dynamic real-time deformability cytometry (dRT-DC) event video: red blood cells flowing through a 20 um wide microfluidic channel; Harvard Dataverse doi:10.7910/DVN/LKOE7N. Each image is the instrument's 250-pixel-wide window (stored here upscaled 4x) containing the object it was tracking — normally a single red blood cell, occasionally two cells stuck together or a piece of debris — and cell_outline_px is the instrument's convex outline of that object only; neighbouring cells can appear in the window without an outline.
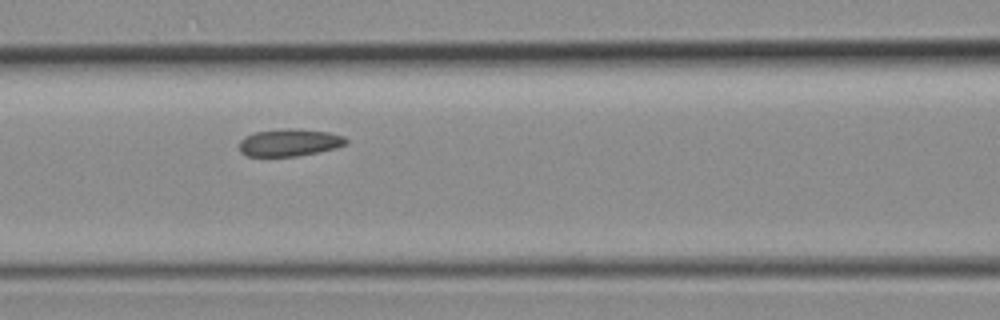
{"species": "common noctule bat (a hibernating species)", "species_latin": "Nyctalus noctula", "temperature_condition": "room temperature", "stored_images_in_passage": 5, "camera_frame_rate_fps": 3000, "um_per_image_px": 0.085, "animal": {"sex": "female", "body_mass_g": 19.3, "forearm_length_mm": 54.1}, "frame": {"image": 1, "passage_image": 5, "time_ms": 1.333, "image_size_px": [1000, 320], "cell_outline_px": [[348, 144], [336, 148], [296, 156], [248, 156], [240, 152], [240, 140], [244, 136], [256, 132], [284, 128], [300, 128], [328, 132], [344, 136], [348, 140]], "centroid_in_image_um": [24.62, 12.1], "position_along_channel_um": 142.0, "area_um2": 17.11}}